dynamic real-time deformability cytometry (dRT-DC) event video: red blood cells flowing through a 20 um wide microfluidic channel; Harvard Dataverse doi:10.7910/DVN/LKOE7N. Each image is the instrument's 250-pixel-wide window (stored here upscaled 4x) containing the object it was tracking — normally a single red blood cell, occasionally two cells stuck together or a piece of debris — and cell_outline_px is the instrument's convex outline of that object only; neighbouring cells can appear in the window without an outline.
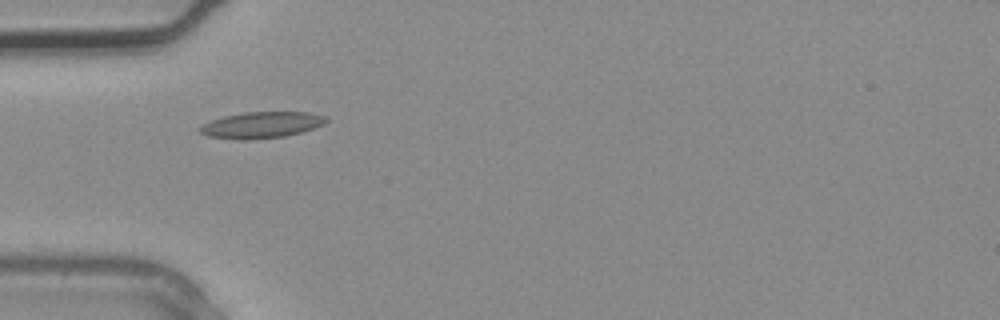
{"species": "common noctule bat (a hibernating species)", "species_latin": "Nyctalus noctula", "temperature_condition": "warm", "stored_images_in_passage": 2, "camera_frame_rate_fps": 3000, "um_per_image_px": 0.085, "animal": {"sex": "male", "body_mass_g": 20.4}, "frame": {"image": 1, "passage_image": 1, "time_ms": 0.0, "image_size_px": [1000, 320], "cell_outline_px": [[328, 120], [324, 124], [300, 132], [284, 136], [244, 140], [240, 140], [208, 136], [200, 132], [200, 124], [224, 116], [244, 112], [308, 112], [328, 116]], "centroid_in_image_um": [22.22, 10.61], "position_along_channel_um": 62.8, "area_um2": 19.25}}